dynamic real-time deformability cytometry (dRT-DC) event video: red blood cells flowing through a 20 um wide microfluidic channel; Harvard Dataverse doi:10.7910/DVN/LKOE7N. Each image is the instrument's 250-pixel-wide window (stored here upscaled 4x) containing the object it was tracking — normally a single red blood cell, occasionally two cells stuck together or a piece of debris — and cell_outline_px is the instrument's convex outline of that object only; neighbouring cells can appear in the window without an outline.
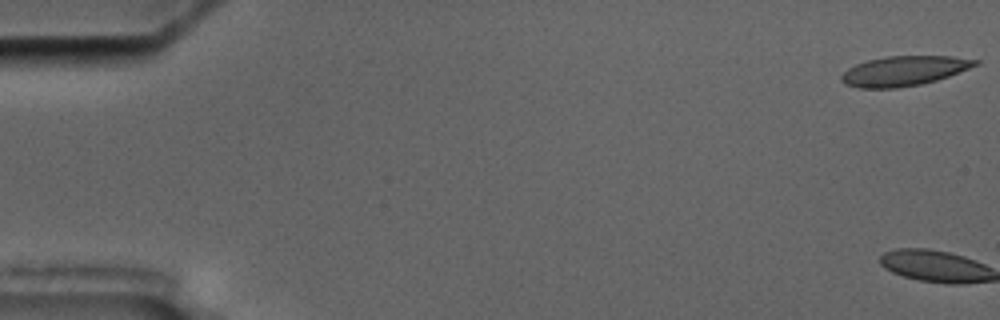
{"species": "common noctule bat (a hibernating species)", "species_latin": "Nyctalus noctula", "temperature_condition": "cold", "stored_images_in_passage": 6, "camera_frame_rate_fps": 3000, "um_per_image_px": 0.085, "animal": {"sex": "male", "body_mass_g": 17.5, "forearm_length_mm": 52.3}, "frame": {"image": 1, "passage_image": 1, "time_ms": 0.0, "image_size_px": [1000, 320], "cell_outline_px": [[980, 64], [948, 76], [936, 80], [920, 84], [896, 88], [860, 88], [844, 84], [840, 80], [840, 76], [848, 68], [856, 64], [868, 60], [884, 56], [952, 56], [980, 60]], "centroid_in_image_um": [76.82, 6.02], "position_along_channel_um": 8.2, "area_um2": 23.24}}